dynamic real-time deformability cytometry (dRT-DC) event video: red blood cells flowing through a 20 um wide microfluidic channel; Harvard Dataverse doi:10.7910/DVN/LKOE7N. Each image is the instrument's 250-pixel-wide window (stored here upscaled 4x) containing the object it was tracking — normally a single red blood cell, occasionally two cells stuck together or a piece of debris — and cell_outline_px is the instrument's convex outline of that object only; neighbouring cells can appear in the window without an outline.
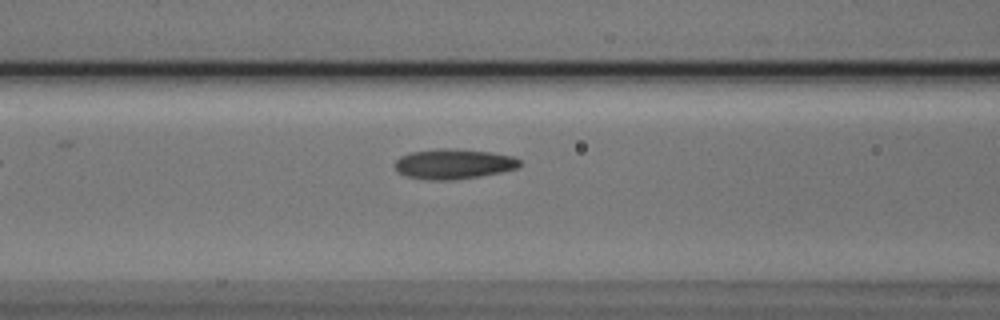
{"species": "Egyptian fruit bat (a non-hibernating species)", "species_latin": "Rousettus aegyptiacus", "temperature_condition": "cold", "stored_images_in_passage": 32, "camera_frame_rate_fps": 3000, "um_per_image_px": 0.085, "animal": {"sex": "male"}, "frame": {"image": 1, "passage_image": 10, "time_ms": 3.0, "image_size_px": [1000, 320], "cell_outline_px": [[520, 168], [500, 172], [452, 180], [432, 180], [408, 176], [400, 172], [396, 168], [396, 160], [400, 156], [412, 152], [440, 148], [456, 148], [492, 152], [512, 156], [520, 160]], "centroid_in_image_um": [38.59, 13.92], "position_along_channel_um": 128.0, "area_um2": 21.68}}
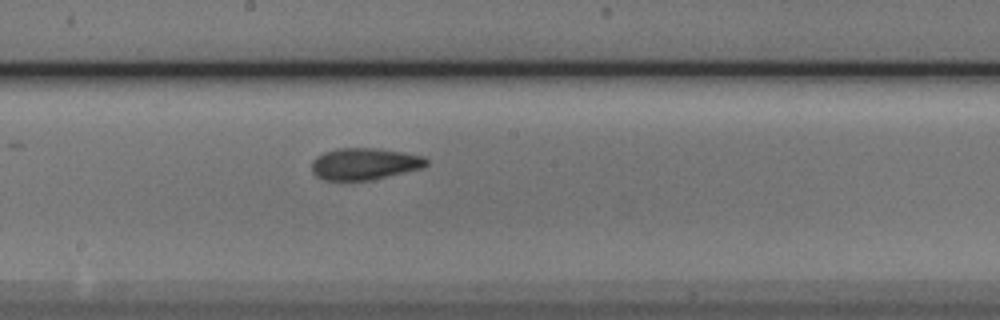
{"frame": {"image": 2, "passage_image": 17, "time_ms": 5.333, "image_size_px": [1000, 320], "cell_outline_px": [[428, 164], [424, 168], [372, 180], [324, 180], [316, 176], [312, 172], [312, 160], [316, 156], [324, 152], [336, 148], [376, 148], [404, 152], [424, 156], [428, 160]], "centroid_in_image_um": [31.0, 13.92], "position_along_channel_um": 217.2, "area_um2": 21.5}}
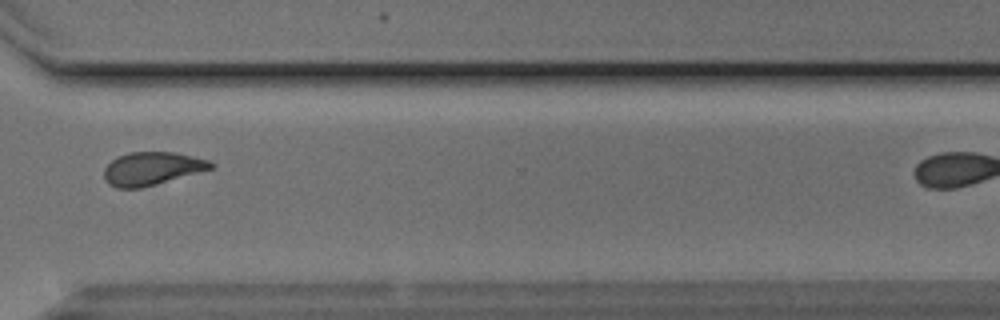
{"frame": {"image": 3, "passage_image": 28, "time_ms": 9.0, "image_size_px": [1000, 320], "cell_outline_px": [[216, 164], [212, 168], [156, 184], [140, 188], [116, 188], [108, 184], [104, 176], [104, 168], [116, 156], [128, 152], [176, 152], [208, 160]], "centroid_in_image_um": [12.88, 14.32], "position_along_channel_um": 357.7, "area_um2": 20.52}}